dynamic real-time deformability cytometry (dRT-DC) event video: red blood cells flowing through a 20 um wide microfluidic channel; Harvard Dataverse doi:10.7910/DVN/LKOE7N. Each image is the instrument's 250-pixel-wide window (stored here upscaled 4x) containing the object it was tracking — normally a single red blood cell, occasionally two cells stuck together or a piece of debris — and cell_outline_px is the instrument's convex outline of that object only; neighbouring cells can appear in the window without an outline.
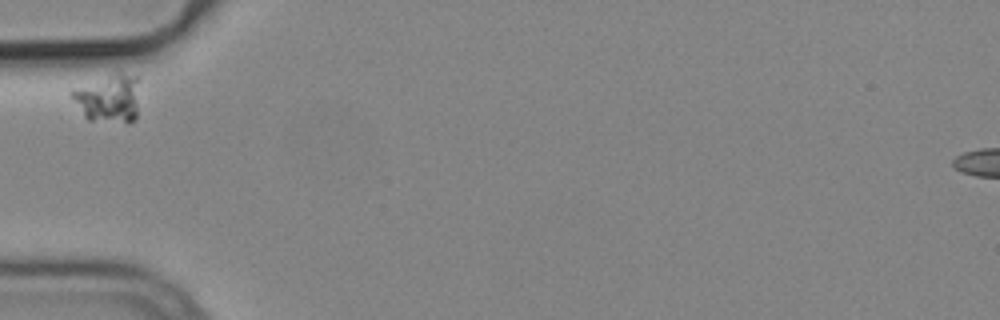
{"species": "common noctule bat (a hibernating species)", "species_latin": "Nyctalus noctula", "temperature_condition": "cold", "stored_images_in_passage": 9, "camera_frame_rate_fps": 3000, "um_per_image_px": 0.085, "animal": {"sex": "male", "body_mass_g": 19.2, "forearm_length_mm": 51.8}, "frame": {"image": 1, "passage_image": 1, "time_ms": 0.0, "image_size_px": [1000, 320], "cell_outline_px": [[140, 76], [136, 120], [128, 124], [88, 120], [84, 116], [68, 96], [68, 92], [72, 88], [116, 72], [120, 72]], "centroid_in_image_um": [9.22, 8.36], "position_along_channel_um": 75.8, "area_um2": 20.0}}
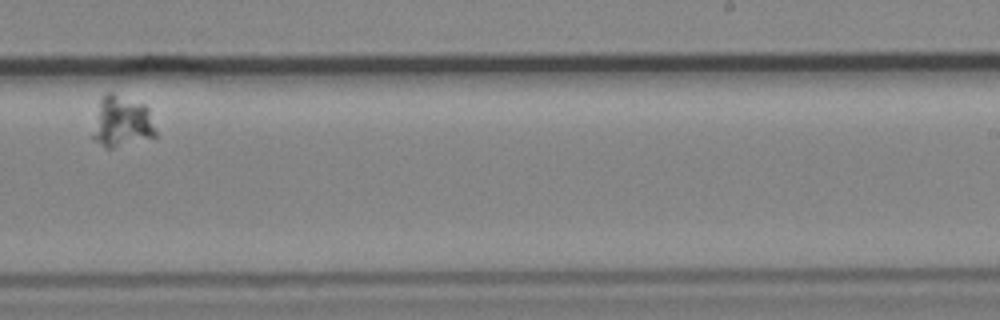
{"frame": {"image": 2, "passage_image": 6, "time_ms": 1.667, "image_size_px": [1000, 320], "cell_outline_px": [[156, 136], [112, 148], [104, 148], [92, 136], [100, 100], [108, 92], [112, 92], [144, 104], [148, 108], [156, 132]], "centroid_in_image_um": [10.36, 10.34], "position_along_channel_um": 278.6, "area_um2": 18.32}}
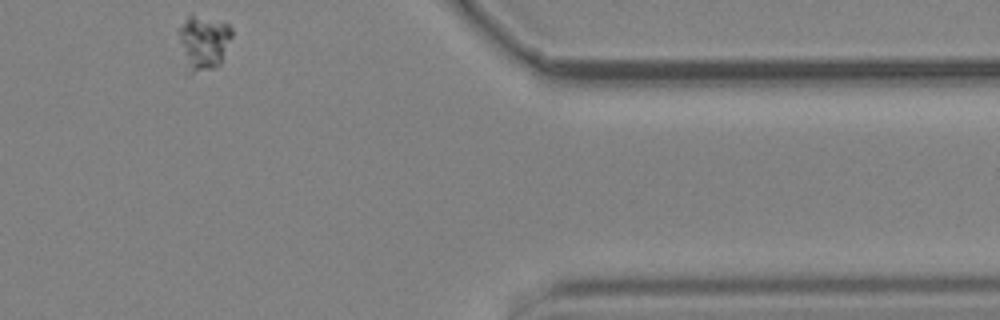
{"frame": {"image": 3, "passage_image": 9, "time_ms": 2.667, "image_size_px": [1000, 320], "cell_outline_px": [[232, 36], [220, 64], [216, 68], [188, 76], [176, 32], [176, 28], [188, 16], [192, 16], [228, 24], [232, 28]], "centroid_in_image_um": [17.24, 3.69], "position_along_channel_um": 394.2, "area_um2": 17.17}}